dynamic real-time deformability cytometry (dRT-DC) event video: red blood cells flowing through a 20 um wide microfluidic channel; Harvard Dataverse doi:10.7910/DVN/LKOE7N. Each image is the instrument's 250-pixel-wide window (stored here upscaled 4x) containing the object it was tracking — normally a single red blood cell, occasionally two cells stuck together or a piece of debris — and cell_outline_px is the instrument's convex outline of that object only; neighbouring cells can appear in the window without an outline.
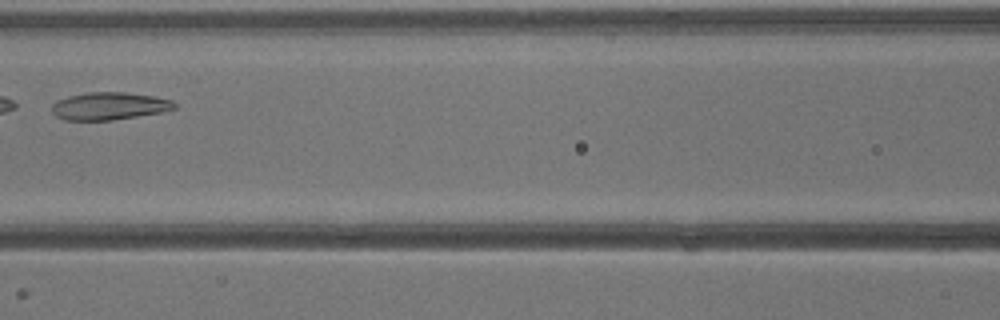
{"species": "common noctule bat (a hibernating species)", "species_latin": "Nyctalus noctula", "temperature_condition": "warm", "stored_images_in_passage": 6, "camera_frame_rate_fps": 3000, "um_per_image_px": 0.085, "animal": {"sex": "male", "body_mass_g": 13.3}, "frame": {"image": 1, "passage_image": 6, "time_ms": 6.0, "image_size_px": [1000, 320], "cell_outline_px": [[176, 108], [164, 112], [112, 120], [64, 120], [56, 116], [52, 112], [52, 104], [56, 100], [68, 96], [92, 92], [124, 92], [156, 96], [172, 100], [176, 104]], "centroid_in_image_um": [9.3, 9.01], "position_along_channel_um": 157.3, "area_um2": 19.83}}